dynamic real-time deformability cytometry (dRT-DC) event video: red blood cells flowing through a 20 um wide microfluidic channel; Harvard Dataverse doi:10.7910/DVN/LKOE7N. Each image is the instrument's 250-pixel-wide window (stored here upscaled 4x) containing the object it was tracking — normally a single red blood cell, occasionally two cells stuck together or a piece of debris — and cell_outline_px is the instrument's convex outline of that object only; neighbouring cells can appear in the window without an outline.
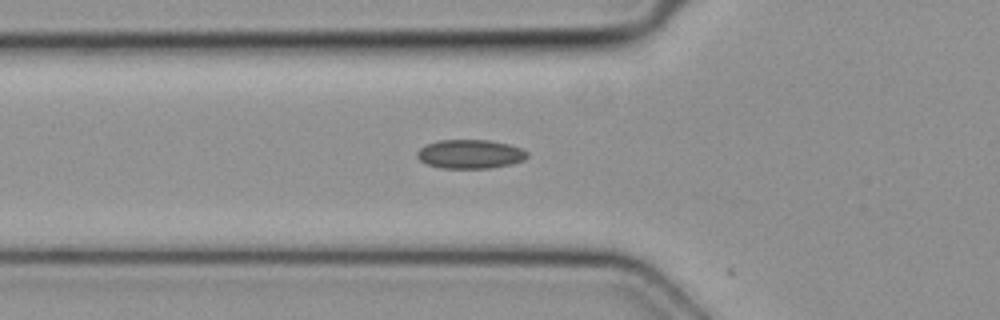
{"species": "common noctule bat (a hibernating species)", "species_latin": "Nyctalus noctula", "temperature_condition": "cold", "stored_images_in_passage": 23, "camera_frame_rate_fps": 3000, "um_per_image_px": 0.085, "animal": {"sex": "female", "body_mass_g": 19.3, "forearm_length_mm": 54.1}, "frame": {"image": 1, "passage_image": 16, "time_ms": 5.0, "image_size_px": [1000, 320], "cell_outline_px": [[528, 156], [524, 160], [512, 164], [488, 168], [440, 168], [428, 164], [420, 160], [416, 156], [416, 152], [420, 148], [428, 144], [440, 140], [488, 140], [508, 144], [520, 148], [528, 152]], "centroid_in_image_um": [39.97, 13.1], "position_along_channel_um": 85.8, "area_um2": 18.5}}
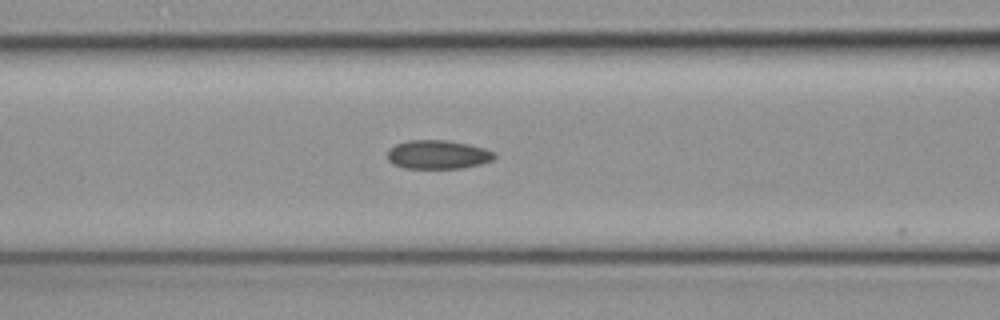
{"frame": {"image": 2, "passage_image": 19, "time_ms": 6.0, "image_size_px": [1000, 320], "cell_outline_px": [[496, 156], [492, 160], [480, 164], [464, 168], [404, 168], [392, 164], [388, 160], [388, 152], [396, 144], [408, 140], [448, 140], [468, 144], [484, 148], [496, 152]], "centroid_in_image_um": [37.24, 13.14], "position_along_channel_um": 129.4, "area_um2": 17.98}}
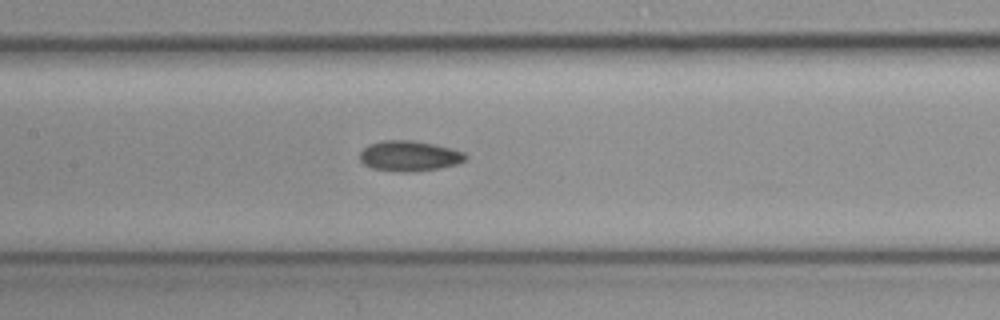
{"frame": {"image": 3, "passage_image": 22, "time_ms": 7.0, "image_size_px": [1000, 320], "cell_outline_px": [[468, 156], [460, 164], [440, 168], [408, 172], [400, 172], [372, 168], [364, 164], [360, 160], [360, 152], [368, 144], [384, 140], [412, 140], [452, 148], [464, 152]], "centroid_in_image_um": [34.8, 13.26], "position_along_channel_um": 172.6, "area_um2": 18.79}}